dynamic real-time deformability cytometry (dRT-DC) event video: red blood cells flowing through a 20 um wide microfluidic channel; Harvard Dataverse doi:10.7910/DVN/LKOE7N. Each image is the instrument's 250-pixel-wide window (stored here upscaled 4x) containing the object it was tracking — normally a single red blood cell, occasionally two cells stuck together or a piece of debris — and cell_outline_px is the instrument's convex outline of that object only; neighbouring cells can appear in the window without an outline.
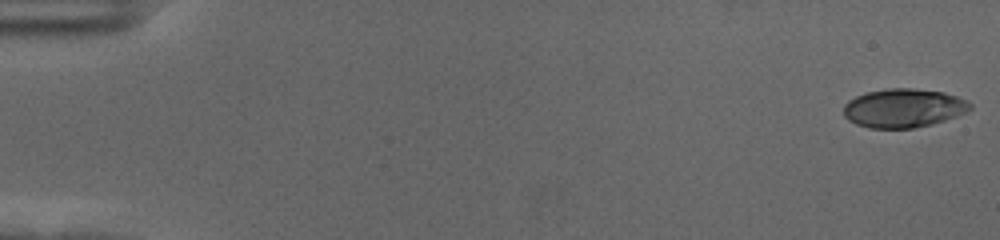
{"species": "human", "species_latin": "Homo sapiens", "temperature_condition": "cold", "stored_images_in_passage": 56, "camera_frame_rate_fps": 3000, "um_per_image_px": 0.085, "donor": {"sex": "female"}, "frame": {"image": 1, "passage_image": 1, "time_ms": 0.0, "image_size_px": [1000, 240], "cell_outline_px": [[972, 108], [956, 116], [932, 124], [912, 128], [868, 128], [856, 124], [848, 120], [844, 116], [844, 104], [848, 100], [856, 96], [868, 92], [888, 88], [912, 88], [944, 92], [968, 100], [972, 104]], "centroid_in_image_um": [76.79, 9.18], "position_along_channel_um": 8.2, "area_um2": 28.61}}
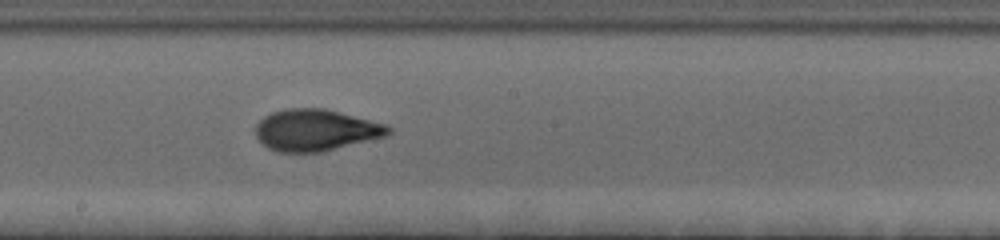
{"frame": {"image": 2, "passage_image": 32, "time_ms": 10.333, "image_size_px": [1000, 240], "cell_outline_px": [[392, 132], [388, 136], [320, 152], [280, 152], [268, 148], [256, 136], [256, 124], [264, 116], [272, 112], [288, 108], [324, 108], [388, 124], [392, 128]], "centroid_in_image_um": [26.88, 11.05], "position_along_channel_um": 221.3, "area_um2": 32.25}}
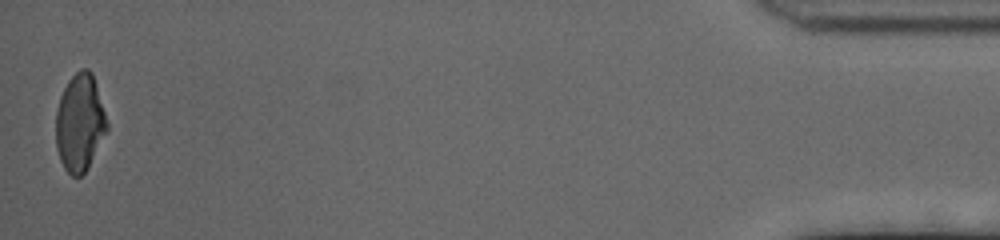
{"frame": {"image": 3, "passage_image": 56, "time_ms": 18.333, "image_size_px": [1000, 240], "cell_outline_px": [[108, 132], [88, 168], [80, 176], [72, 176], [64, 168], [60, 160], [56, 148], [56, 112], [60, 96], [68, 80], [80, 68], [88, 68], [92, 72], [96, 84], [108, 124]], "centroid_in_image_um": [6.79, 10.44], "position_along_channel_um": 428.4, "area_um2": 29.19}, "authors_computed_cell_mechanics": {"area_um2": 30.6051, "velocity_mm_per_s": 3.6351, "shape_relaxation_time_tau1_ms": 6.1433, "shape_relaxation_time_tau2_ms": 1.3447, "deformation_change_tau1": 0.2222, "deformation_change_tau2": 0.0776}}